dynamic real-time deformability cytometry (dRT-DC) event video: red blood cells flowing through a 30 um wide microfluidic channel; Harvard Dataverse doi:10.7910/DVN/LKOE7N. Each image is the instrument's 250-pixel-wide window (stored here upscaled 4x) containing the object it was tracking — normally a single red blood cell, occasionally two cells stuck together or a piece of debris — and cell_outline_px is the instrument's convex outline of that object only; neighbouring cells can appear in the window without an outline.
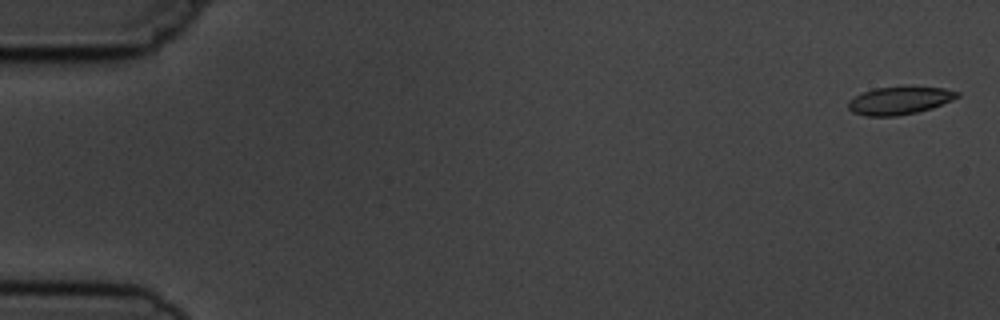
{"species": "common noctule bat (a hibernating species)", "species_latin": "Nyctalus noctula", "temperature_condition": "cold", "stored_images_in_passage": 5, "camera_frame_rate_fps": 3000, "um_per_image_px": 0.085, "animal": {"sex": "male", "body_mass_g": 19.5, "forearm_length_mm": 54.6}, "frame": {"image": 1, "passage_image": 1, "time_ms": 0.0, "image_size_px": [1000, 320], "cell_outline_px": [[960, 96], [952, 100], [932, 108], [916, 112], [896, 116], [868, 116], [852, 112], [848, 108], [848, 100], [864, 92], [876, 88], [904, 84], [908, 84], [944, 88], [960, 92]], "centroid_in_image_um": [76.5, 8.5], "position_along_channel_um": 8.5, "area_um2": 18.21}}
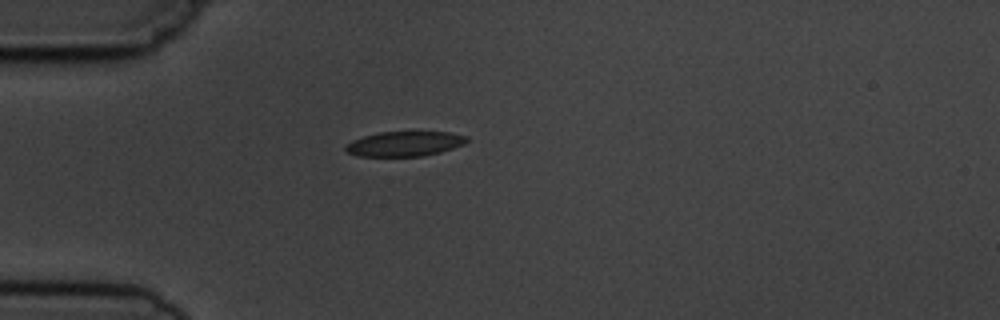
{"frame": {"image": 2, "passage_image": 5, "time_ms": 4.667, "image_size_px": [1000, 320], "cell_outline_px": [[468, 140], [464, 144], [440, 152], [424, 156], [356, 156], [348, 152], [344, 148], [352, 140], [364, 136], [380, 132], [452, 132], [468, 136]], "centroid_in_image_um": [34.42, 12.22], "position_along_channel_um": 50.6, "area_um2": 17.51}}